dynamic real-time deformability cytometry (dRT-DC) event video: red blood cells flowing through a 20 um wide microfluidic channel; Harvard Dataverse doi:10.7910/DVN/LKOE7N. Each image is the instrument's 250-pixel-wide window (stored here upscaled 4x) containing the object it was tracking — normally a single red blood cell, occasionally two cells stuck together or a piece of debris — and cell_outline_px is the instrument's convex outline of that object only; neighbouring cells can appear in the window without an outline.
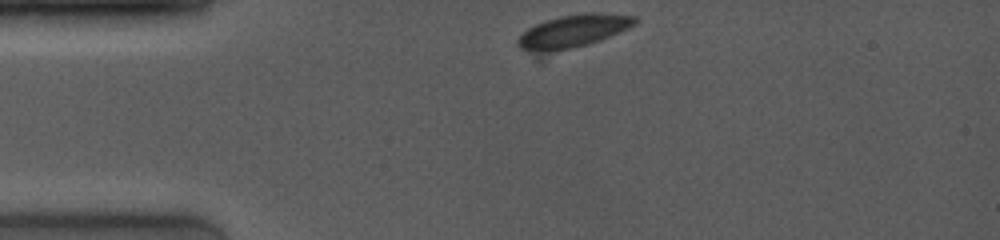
{"species": "common noctule bat (a hibernating species)", "species_latin": "Nyctalus noctula", "temperature_condition": "room temperature", "stored_images_in_passage": 55, "camera_frame_rate_fps": 4000, "um_per_image_px": 0.085, "animal": {"sex": "female", "body_mass_g": 19.0, "forearm_length_mm": 53.3}, "frame": {"image": 1, "passage_image": 1, "time_ms": 0.0, "image_size_px": [1000, 240], "cell_outline_px": [[640, 20], [636, 24], [628, 28], [600, 40], [540, 64], [520, 48], [516, 44], [516, 40], [528, 28], [536, 24], [560, 16], [584, 12], [596, 12], [636, 16]], "centroid_in_image_um": [48.52, 2.85], "position_along_channel_um": 36.5, "area_um2": 25.03}}
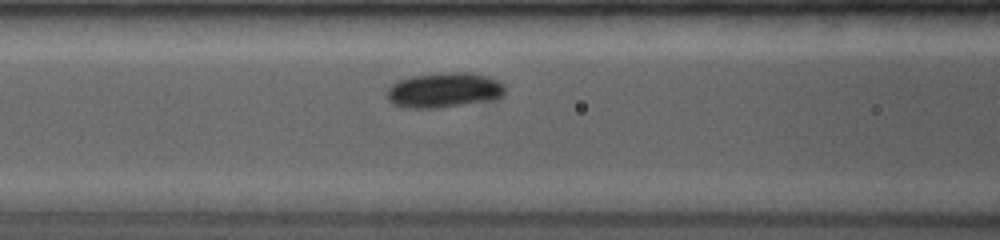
{"frame": {"image": 2, "passage_image": 14, "time_ms": 3.25, "image_size_px": [1000, 240], "cell_outline_px": [[504, 92], [496, 100], [436, 108], [408, 108], [392, 104], [388, 100], [388, 88], [392, 84], [400, 80], [412, 76], [444, 72], [472, 72], [488, 76], [504, 84]], "centroid_in_image_um": [37.77, 7.66], "position_along_channel_um": 128.8, "area_um2": 24.22}}